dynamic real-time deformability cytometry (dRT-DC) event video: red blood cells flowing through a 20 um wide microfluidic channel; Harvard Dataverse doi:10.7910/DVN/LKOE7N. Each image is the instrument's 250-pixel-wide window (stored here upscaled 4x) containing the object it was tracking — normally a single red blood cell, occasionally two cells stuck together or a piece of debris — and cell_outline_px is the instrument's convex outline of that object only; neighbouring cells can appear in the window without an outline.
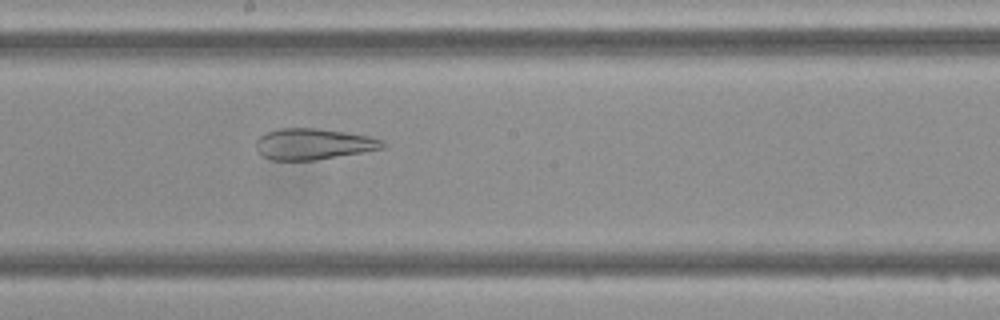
{"species": "Egyptian fruit bat (a non-hibernating species)", "species_latin": "Rousettus aegyptiacus", "temperature_condition": "cold", "stored_images_in_passage": 48, "camera_frame_rate_fps": 3000, "um_per_image_px": 0.085, "frame": {"image": 1, "passage_image": 26, "time_ms": 8.333, "image_size_px": [1000, 320], "cell_outline_px": [[388, 144], [384, 148], [312, 160], [272, 160], [264, 156], [256, 148], [256, 140], [260, 136], [268, 132], [280, 128], [320, 128], [368, 136], [384, 140]], "centroid_in_image_um": [26.65, 12.23], "position_along_channel_um": 221.6, "area_um2": 22.66}}
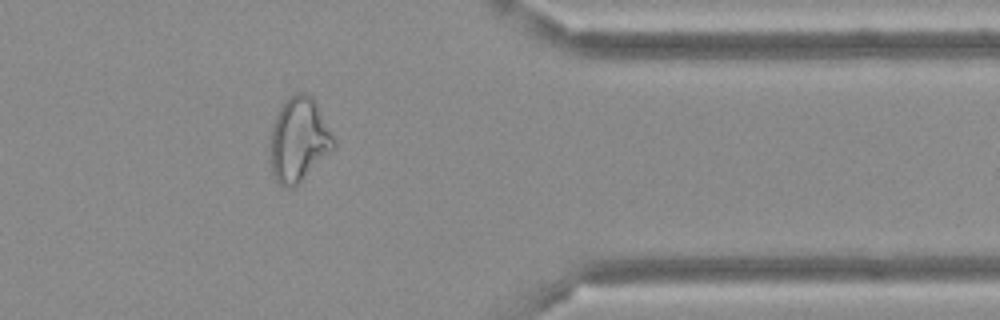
{"frame": {"image": 2, "passage_image": 39, "time_ms": 12.667, "image_size_px": [1000, 320], "cell_outline_px": [[336, 148], [332, 152], [292, 188], [284, 188], [276, 180], [272, 172], [268, 152], [268, 144], [272, 128], [276, 116], [280, 108], [296, 92], [304, 92], [312, 96], [336, 140]], "centroid_in_image_um": [25.39, 11.91], "position_along_channel_um": 386.0, "area_um2": 31.27}}